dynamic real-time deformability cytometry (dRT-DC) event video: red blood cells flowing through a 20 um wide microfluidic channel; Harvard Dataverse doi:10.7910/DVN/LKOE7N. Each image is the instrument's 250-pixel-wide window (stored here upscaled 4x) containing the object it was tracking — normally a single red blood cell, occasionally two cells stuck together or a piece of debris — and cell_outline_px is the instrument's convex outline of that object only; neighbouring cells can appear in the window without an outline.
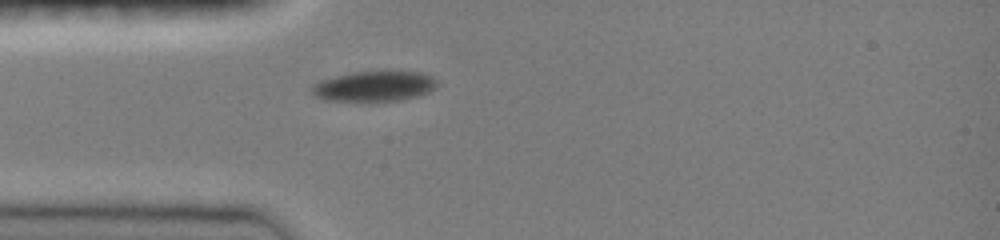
{"species": "common noctule bat (a hibernating species)", "species_latin": "Nyctalus noctula", "temperature_condition": "room temperature", "stored_images_in_passage": 38, "camera_frame_rate_fps": 3000, "um_per_image_px": 0.085, "animal": {"sex": "female", "body_mass_g": 19.0, "forearm_length_mm": 51.5}, "frame": {"image": 1, "passage_image": 1, "time_ms": 0.0, "image_size_px": [1000, 240], "cell_outline_px": [[440, 84], [436, 88], [428, 92], [416, 96], [400, 100], [372, 104], [324, 100], [316, 96], [312, 92], [312, 84], [320, 80], [352, 72], [388, 68], [420, 72], [432, 76]], "centroid_in_image_um": [31.84, 7.32], "position_along_channel_um": 53.2, "area_um2": 23.81}}
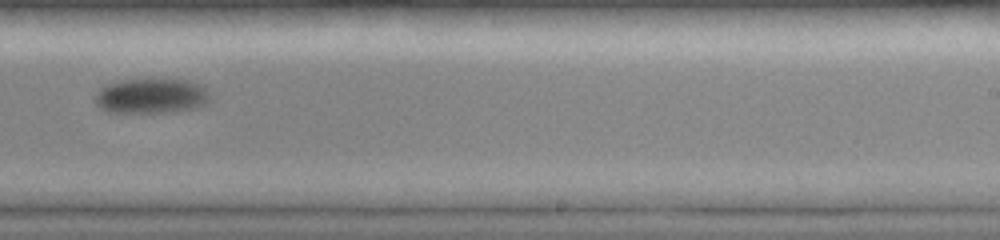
{"frame": {"image": 2, "passage_image": 19, "time_ms": 6.0, "image_size_px": [1000, 240], "cell_outline_px": [[208, 104], [200, 108], [172, 112], [108, 112], [100, 108], [96, 104], [96, 92], [100, 88], [108, 84], [124, 80], [188, 80], [204, 84], [208, 92]], "centroid_in_image_um": [12.92, 8.17], "position_along_channel_um": 276.1, "area_um2": 23.52}}
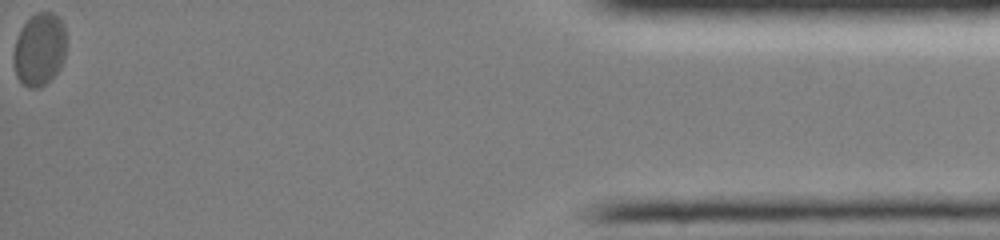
{"frame": {"image": 3, "passage_image": 38, "time_ms": 12.333, "image_size_px": [1000, 240], "cell_outline_px": [[64, 60], [60, 68], [40, 88], [28, 88], [16, 76], [12, 60], [12, 56], [16, 40], [20, 28], [36, 12], [52, 12], [64, 24]], "centroid_in_image_um": [3.32, 4.21], "position_along_channel_um": 431.9, "area_um2": 22.2}, "authors_computed_cell_mechanics": {"area_um2": 23.5246, "velocity_mm_per_s": 3.7828, "shape_relaxation_time_tau1_ms": 2.3051, "shape_relaxation_time_tau2_ms": null, "deformation_change_tau1": 0.0531, "deformation_change_tau2": null}}